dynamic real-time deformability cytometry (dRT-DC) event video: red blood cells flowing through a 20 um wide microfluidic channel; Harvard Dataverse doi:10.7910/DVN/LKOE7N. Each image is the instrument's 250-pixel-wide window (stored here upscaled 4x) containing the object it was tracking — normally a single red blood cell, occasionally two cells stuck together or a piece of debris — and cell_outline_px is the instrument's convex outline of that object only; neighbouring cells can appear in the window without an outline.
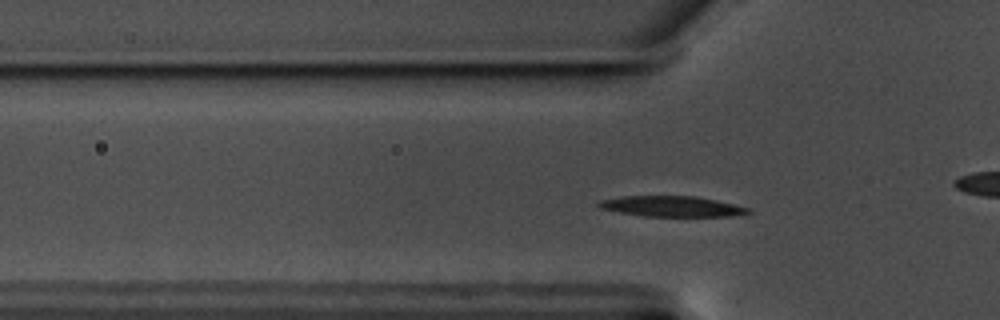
{"species": "common noctule bat (a hibernating species)", "species_latin": "Nyctalus noctula", "temperature_condition": "warm", "stored_images_in_passage": 50, "camera_frame_rate_fps": 3000, "um_per_image_px": 0.085, "animal": {"sex": "male", "body_mass_g": 17.5, "forearm_length_mm": 52.3}, "frame": {"image": 1, "passage_image": 9, "time_ms": 2.667, "image_size_px": [1000, 320], "cell_outline_px": [[752, 212], [732, 216], [644, 216], [616, 212], [600, 208], [596, 204], [600, 200], [624, 196], [696, 196], [716, 200], [748, 208]], "centroid_in_image_um": [57.05, 17.54], "position_along_channel_um": 68.7, "area_um2": 17.8}}
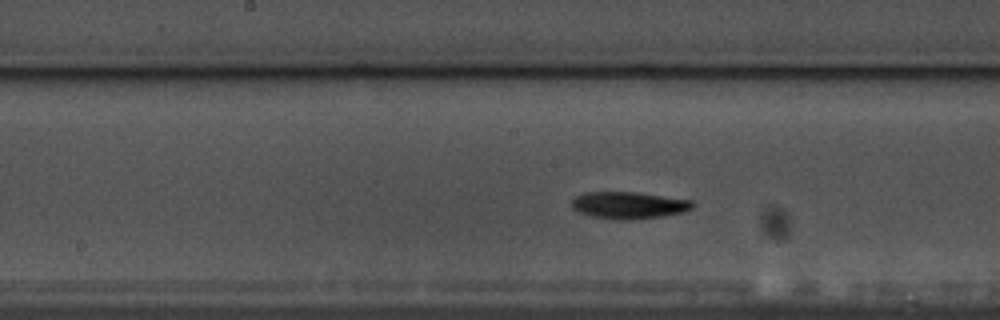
{"frame": {"image": 2, "passage_image": 20, "time_ms": 6.333, "image_size_px": [1000, 320], "cell_outline_px": [[696, 204], [692, 208], [684, 212], [664, 216], [628, 220], [620, 220], [592, 216], [580, 212], [572, 208], [572, 200], [576, 196], [584, 192], [636, 192], [692, 200]], "centroid_in_image_um": [53.48, 17.44], "position_along_channel_um": 194.7, "area_um2": 19.02}}
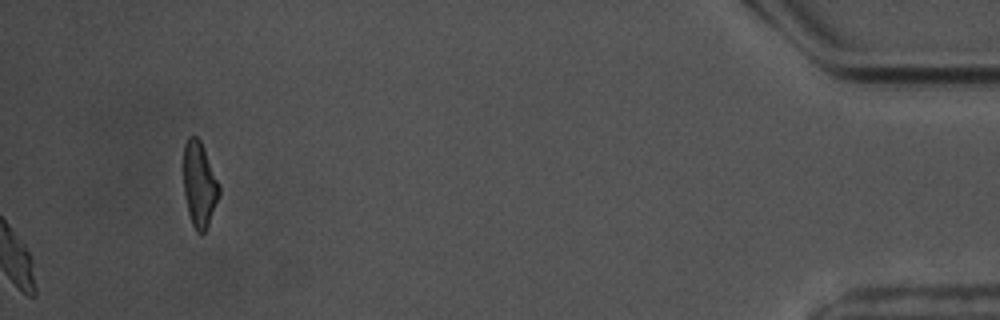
{"frame": {"image": 3, "passage_image": 50, "time_ms": 16.333, "image_size_px": [1000, 320], "cell_outline_px": [[220, 196], [208, 224], [204, 232], [200, 236], [196, 232], [192, 224], [188, 212], [184, 192], [184, 144], [188, 136], [196, 136], [200, 140], [204, 148], [220, 184]], "centroid_in_image_um": [16.96, 15.68], "position_along_channel_um": 418.2, "area_um2": 17.8}, "authors_computed_cell_mechanics": {"area_um2": 17.918, "velocity_mm_per_s": 3.4648, "shape_relaxation_time_tau1_ms": 3.7863, "shape_relaxation_time_tau2_ms": null, "deformation_change_tau1": 0.1281, "deformation_change_tau2": null}}